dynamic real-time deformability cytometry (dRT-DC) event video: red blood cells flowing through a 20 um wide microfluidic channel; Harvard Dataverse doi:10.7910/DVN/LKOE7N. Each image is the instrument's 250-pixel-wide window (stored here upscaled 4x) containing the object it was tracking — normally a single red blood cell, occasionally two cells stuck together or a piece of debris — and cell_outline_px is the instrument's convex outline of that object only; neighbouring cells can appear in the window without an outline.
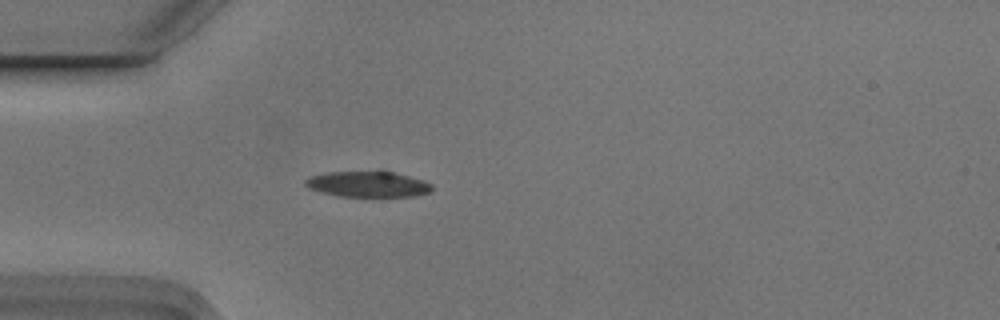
{"species": "Egyptian fruit bat (a non-hibernating species)", "species_latin": "Rousettus aegyptiacus", "temperature_condition": "cold", "stored_images_in_passage": 4, "camera_frame_rate_fps": 3000, "um_per_image_px": 0.085, "animal": {"sex": "male"}, "frame": {"image": 1, "passage_image": 4, "time_ms": 1.0, "image_size_px": [1000, 320], "cell_outline_px": [[432, 188], [428, 192], [416, 196], [340, 196], [320, 192], [308, 188], [304, 184], [304, 180], [308, 176], [328, 172], [384, 168], [424, 180], [432, 184]], "centroid_in_image_um": [31.26, 15.59], "position_along_channel_um": 53.7, "area_um2": 19.94}}